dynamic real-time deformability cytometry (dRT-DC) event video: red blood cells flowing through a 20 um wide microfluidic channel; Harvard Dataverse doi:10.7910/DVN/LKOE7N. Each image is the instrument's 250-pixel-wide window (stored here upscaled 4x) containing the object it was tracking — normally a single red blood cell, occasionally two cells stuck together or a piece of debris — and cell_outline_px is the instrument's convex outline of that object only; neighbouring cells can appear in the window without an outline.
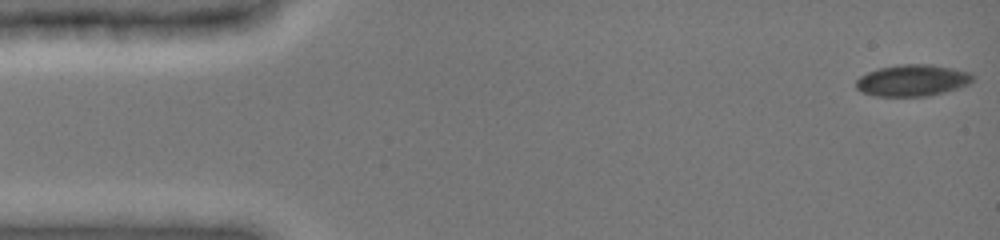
{"species": "common noctule bat (a hibernating species)", "species_latin": "Nyctalus noctula", "temperature_condition": "cold", "stored_images_in_passage": 48, "camera_frame_rate_fps": 3000, "um_per_image_px": 0.085, "animal": {"sex": "female", "body_mass_g": 19.0, "forearm_length_mm": 51.5}, "frame": {"image": 1, "passage_image": 1, "time_ms": 0.0, "image_size_px": [1000, 240], "cell_outline_px": [[976, 76], [968, 84], [944, 92], [928, 96], [876, 96], [860, 92], [856, 88], [856, 80], [860, 76], [868, 72], [880, 68], [900, 64], [932, 64], [972, 72]], "centroid_in_image_um": [77.56, 6.83], "position_along_channel_um": 7.4, "area_um2": 21.56}}
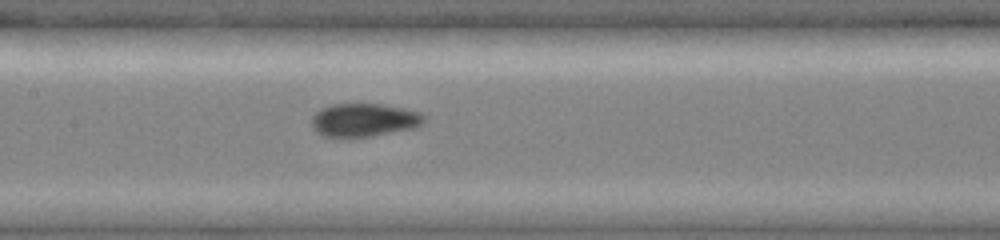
{"frame": {"image": 2, "passage_image": 23, "time_ms": 7.333, "image_size_px": [1000, 240], "cell_outline_px": [[424, 120], [420, 124], [412, 128], [372, 136], [348, 140], [324, 136], [316, 132], [312, 128], [312, 116], [320, 108], [332, 104], [380, 104], [404, 108], [420, 112], [424, 116]], "centroid_in_image_um": [30.86, 10.23], "position_along_channel_um": 176.5, "area_um2": 22.2}}
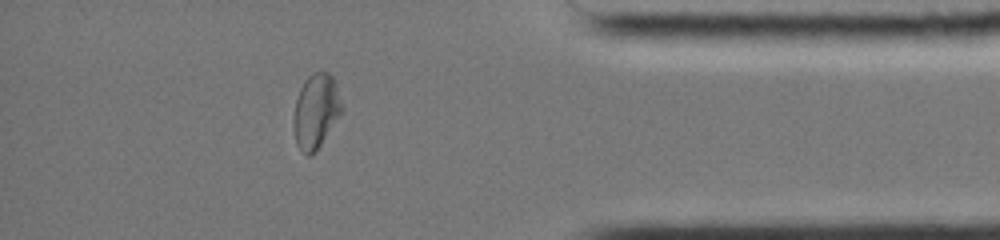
{"frame": {"image": 3, "passage_image": 42, "time_ms": 13.667, "image_size_px": [1000, 240], "cell_outline_px": [[344, 108], [312, 156], [308, 156], [296, 144], [292, 124], [292, 116], [296, 100], [300, 88], [308, 76], [312, 72], [328, 72], [332, 76], [336, 84]], "centroid_in_image_um": [26.83, 9.43], "position_along_channel_um": 408.4, "area_um2": 20.87}, "authors_computed_cell_mechanics": {"area_um2": 21.4727, "velocity_mm_per_s": 3.9351, "shape_relaxation_time_tau1_ms": null, "shape_relaxation_time_tau2_ms": 1.6987, "deformation_change_tau1": null, "deformation_change_tau2": 0.0444}}